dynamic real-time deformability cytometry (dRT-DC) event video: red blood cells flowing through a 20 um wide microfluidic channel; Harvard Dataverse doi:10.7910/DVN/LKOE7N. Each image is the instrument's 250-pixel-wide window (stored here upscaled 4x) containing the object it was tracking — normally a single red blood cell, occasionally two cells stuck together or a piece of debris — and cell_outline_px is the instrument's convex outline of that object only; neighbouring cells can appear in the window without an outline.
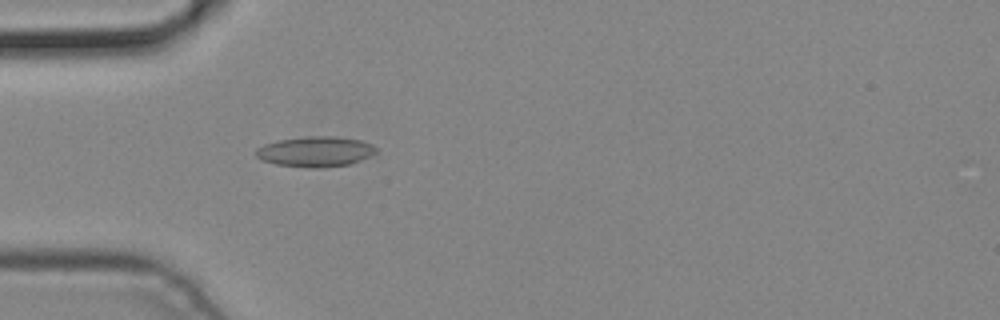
{"species": "common noctule bat (a hibernating species)", "species_latin": "Nyctalus noctula", "temperature_condition": "cold", "stored_images_in_passage": 4, "camera_frame_rate_fps": 3000, "um_per_image_px": 0.085, "animal": {"sex": "male", "body_mass_g": 19.2, "forearm_length_mm": 51.8}, "frame": {"image": 1, "passage_image": 4, "time_ms": 1.0, "image_size_px": [1000, 320], "cell_outline_px": [[376, 152], [360, 160], [348, 164], [312, 168], [276, 164], [260, 160], [256, 156], [256, 148], [264, 144], [280, 140], [308, 136], [336, 136], [360, 140], [372, 144], [376, 148]], "centroid_in_image_um": [26.78, 12.87], "position_along_channel_um": 58.2, "area_um2": 20.98}}